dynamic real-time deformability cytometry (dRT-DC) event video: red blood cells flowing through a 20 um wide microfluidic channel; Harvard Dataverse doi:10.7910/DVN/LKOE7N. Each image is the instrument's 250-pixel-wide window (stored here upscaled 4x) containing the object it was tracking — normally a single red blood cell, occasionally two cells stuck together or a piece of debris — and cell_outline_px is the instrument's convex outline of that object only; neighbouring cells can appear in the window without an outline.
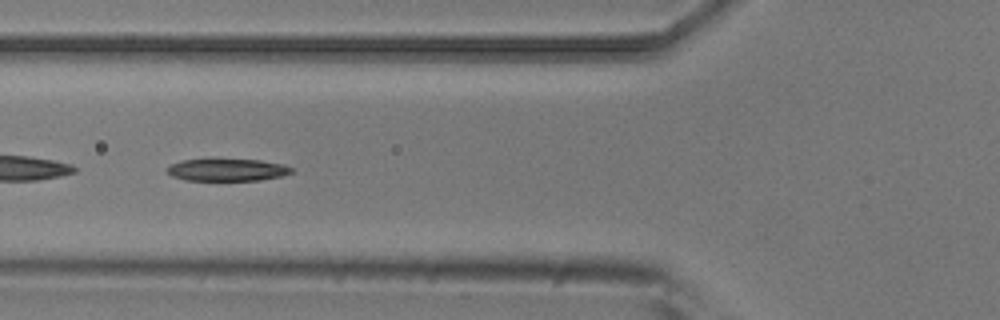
{"species": "common noctule bat (a hibernating species)", "species_latin": "Nyctalus noctula", "temperature_condition": "room temperature", "stored_images_in_passage": 9, "camera_frame_rate_fps": 3000, "um_per_image_px": 0.085, "animal": {"sex": "male", "body_mass_g": 20.5, "forearm_length_mm": 52.5}, "frame": {"image": 1, "passage_image": 6, "time_ms": 1.667, "image_size_px": [1000, 320], "cell_outline_px": [[292, 172], [280, 176], [260, 180], [184, 180], [172, 176], [168, 172], [168, 168], [172, 164], [180, 160], [260, 160], [284, 164], [292, 168]], "centroid_in_image_um": [19.33, 14.44], "position_along_channel_um": 106.5, "area_um2": 15.78}}
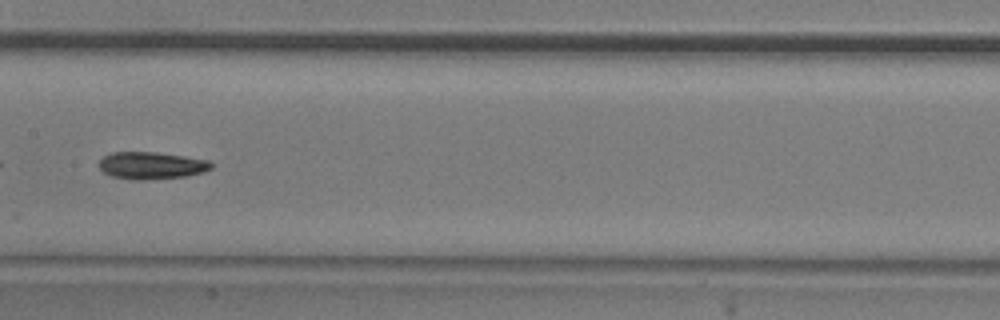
{"frame": {"image": 2, "passage_image": 8, "time_ms": 2.333, "image_size_px": [1000, 320], "cell_outline_px": [[212, 168], [204, 172], [184, 176], [144, 180], [128, 180], [112, 176], [104, 172], [100, 168], [100, 160], [104, 156], [112, 152], [156, 152], [184, 156], [208, 160], [212, 164]], "centroid_in_image_um": [12.87, 14.07], "position_along_channel_um": 194.5, "area_um2": 17.74}}
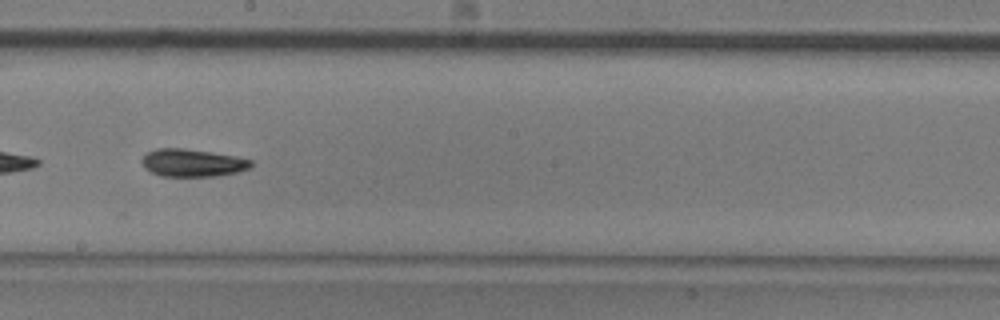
{"frame": {"image": 3, "passage_image": 9, "time_ms": 2.667, "image_size_px": [1000, 320], "cell_outline_px": [[252, 164], [248, 168], [236, 172], [216, 176], [160, 176], [144, 168], [140, 160], [148, 152], [156, 148], [184, 148], [212, 152], [236, 156], [252, 160]], "centroid_in_image_um": [16.33, 13.83], "position_along_channel_um": 231.9, "area_um2": 17.57}}